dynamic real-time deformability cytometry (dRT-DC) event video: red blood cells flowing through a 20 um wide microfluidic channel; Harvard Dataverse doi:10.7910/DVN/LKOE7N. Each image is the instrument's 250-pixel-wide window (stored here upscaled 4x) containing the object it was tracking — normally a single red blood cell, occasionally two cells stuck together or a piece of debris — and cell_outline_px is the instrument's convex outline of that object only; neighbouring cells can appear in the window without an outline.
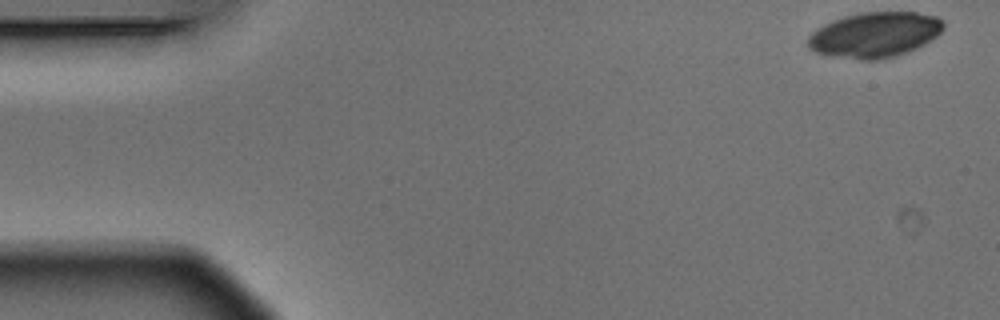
{"species": "Egyptian fruit bat (a non-hibernating species)", "species_latin": "Rousettus aegyptiacus", "temperature_condition": "warm", "stored_images_in_passage": 5, "camera_frame_rate_fps": 3000, "um_per_image_px": 0.085, "animal": {"sex": "male"}, "frame": {"image": 1, "passage_image": 1, "time_ms": 0.0, "image_size_px": [1000, 320], "cell_outline_px": [[944, 28], [932, 40], [916, 48], [880, 60], [860, 60], [828, 56], [816, 52], [808, 48], [808, 36], [812, 32], [824, 24], [844, 16], [860, 12], [916, 12], [936, 16], [944, 20]], "centroid_in_image_um": [74.34, 2.95], "position_along_channel_um": 10.7, "area_um2": 35.89}}